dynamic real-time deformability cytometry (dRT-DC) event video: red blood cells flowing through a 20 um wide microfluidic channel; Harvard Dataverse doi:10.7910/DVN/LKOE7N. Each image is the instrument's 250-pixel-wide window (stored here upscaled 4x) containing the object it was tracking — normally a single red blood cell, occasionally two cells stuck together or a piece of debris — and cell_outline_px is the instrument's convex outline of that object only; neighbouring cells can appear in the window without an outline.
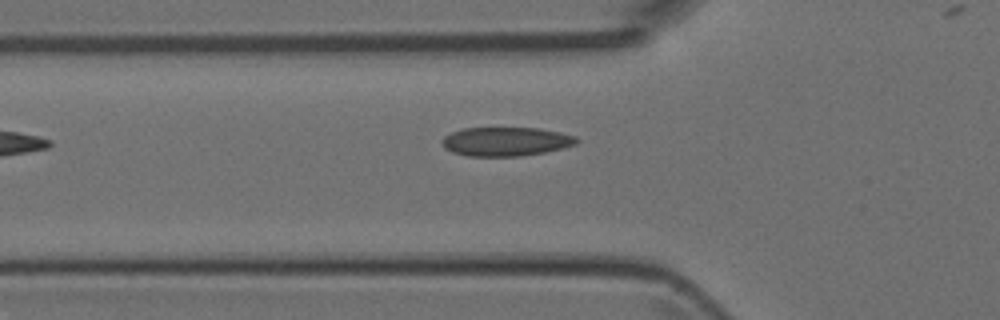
{"species": "Egyptian fruit bat (a non-hibernating species)", "species_latin": "Rousettus aegyptiacus", "temperature_condition": "room temperature", "stored_images_in_passage": 5, "camera_frame_rate_fps": 3000, "um_per_image_px": 0.085, "animal": {"sex": "female"}, "frame": {"image": 1, "passage_image": 5, "time_ms": 5.0, "image_size_px": [1000, 320], "cell_outline_px": [[580, 140], [576, 144], [544, 152], [520, 156], [468, 156], [452, 152], [444, 148], [440, 140], [444, 136], [452, 132], [464, 128], [540, 128], [560, 132], [576, 136]], "centroid_in_image_um": [42.98, 12.02], "position_along_channel_um": 82.8, "area_um2": 22.72}}